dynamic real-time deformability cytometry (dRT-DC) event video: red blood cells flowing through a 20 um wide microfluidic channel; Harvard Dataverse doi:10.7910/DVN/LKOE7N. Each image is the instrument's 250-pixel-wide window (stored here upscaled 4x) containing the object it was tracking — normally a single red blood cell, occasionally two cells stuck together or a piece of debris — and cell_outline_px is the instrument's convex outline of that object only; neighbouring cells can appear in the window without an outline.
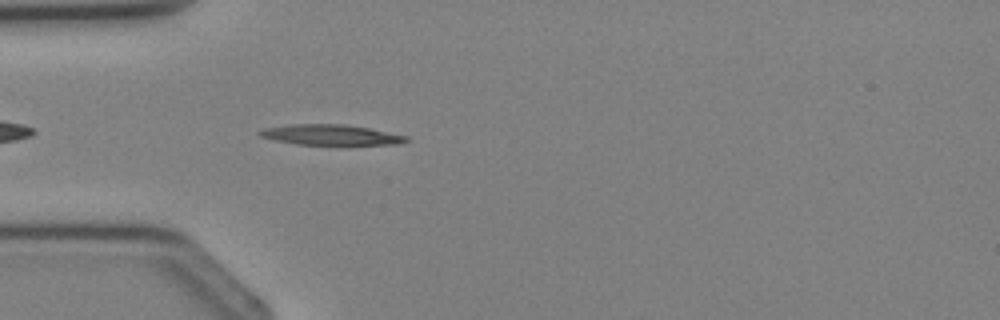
{"species": "Egyptian fruit bat (a non-hibernating species)", "species_latin": "Rousettus aegyptiacus", "temperature_condition": "cold", "stored_images_in_passage": 4, "camera_frame_rate_fps": 3000, "um_per_image_px": 0.085, "animal": {"sex": "female"}, "frame": {"image": 1, "passage_image": 4, "time_ms": 4.333, "image_size_px": [1000, 320], "cell_outline_px": [[408, 140], [400, 144], [296, 144], [272, 140], [260, 136], [256, 132], [264, 128], [292, 124], [344, 124], [368, 128], [408, 136]], "centroid_in_image_um": [28.06, 11.45], "position_along_channel_um": 56.9, "area_um2": 17.28}}